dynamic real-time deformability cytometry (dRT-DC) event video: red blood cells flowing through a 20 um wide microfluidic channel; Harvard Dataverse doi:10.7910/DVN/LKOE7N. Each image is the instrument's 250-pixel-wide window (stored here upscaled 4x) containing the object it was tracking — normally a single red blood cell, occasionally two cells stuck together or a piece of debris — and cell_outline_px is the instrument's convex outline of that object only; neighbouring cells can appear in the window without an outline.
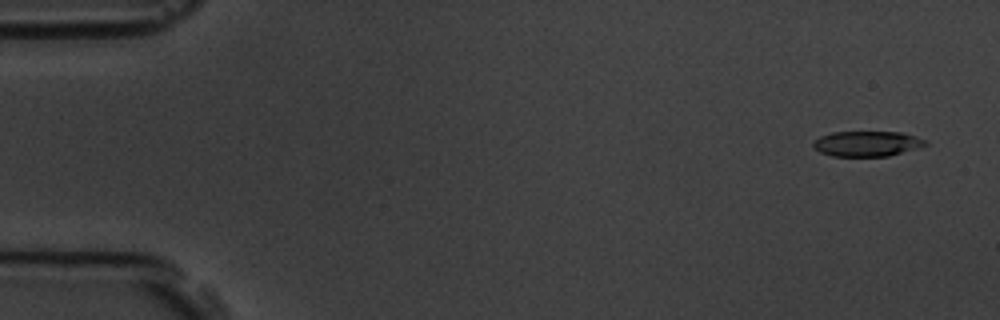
{"species": "common noctule bat (a hibernating species)", "species_latin": "Nyctalus noctula", "temperature_condition": "room temperature", "stored_images_in_passage": 6, "camera_frame_rate_fps": 3000, "um_per_image_px": 0.085, "animal": {"sex": "male", "body_mass_g": 19.5, "forearm_length_mm": 54.6}, "frame": {"image": 1, "passage_image": 1, "time_ms": 0.0, "image_size_px": [1000, 320], "cell_outline_px": [[928, 144], [888, 156], [832, 156], [820, 152], [812, 144], [820, 136], [832, 132], [900, 132], [916, 136], [928, 140]], "centroid_in_image_um": [73.7, 12.2], "position_along_channel_um": 11.3, "area_um2": 16.36}}
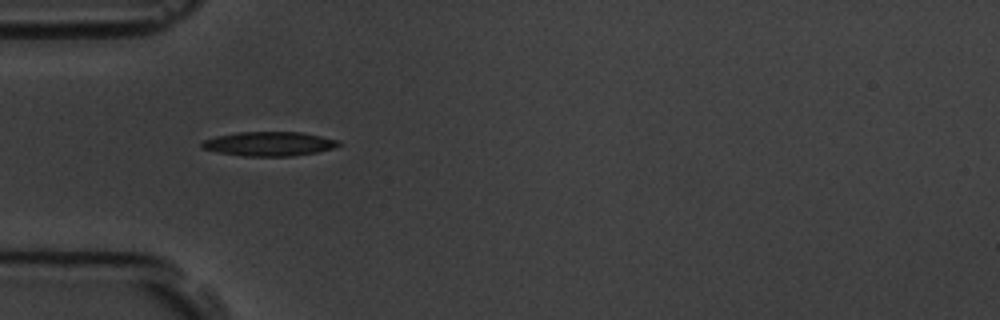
{"frame": {"image": 2, "passage_image": 5, "time_ms": 4.667, "image_size_px": [1000, 320], "cell_outline_px": [[344, 144], [336, 148], [316, 152], [292, 156], [244, 156], [216, 152], [200, 148], [200, 144], [204, 140], [216, 136], [236, 132], [300, 132], [340, 140]], "centroid_in_image_um": [22.89, 12.23], "position_along_channel_um": 62.1, "area_um2": 19.54}}
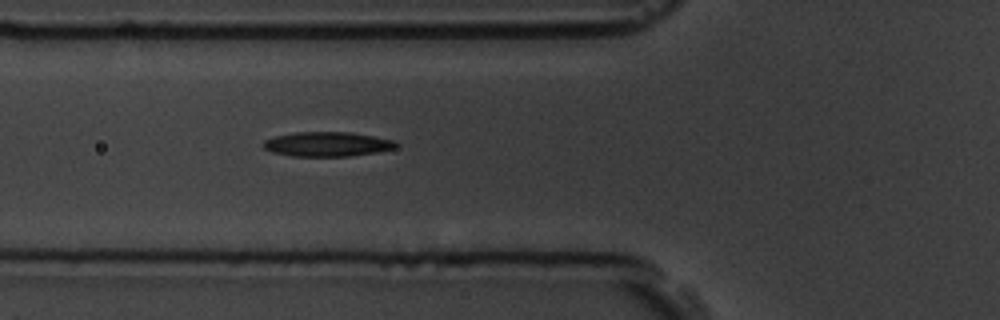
{"frame": {"image": 3, "passage_image": 6, "time_ms": 5.667, "image_size_px": [1000, 320], "cell_outline_px": [[396, 148], [376, 152], [352, 156], [292, 156], [272, 152], [264, 148], [260, 144], [264, 140], [276, 136], [296, 132], [348, 132], [396, 140]], "centroid_in_image_um": [27.79, 12.25], "position_along_channel_um": 98.0, "area_um2": 18.96}}